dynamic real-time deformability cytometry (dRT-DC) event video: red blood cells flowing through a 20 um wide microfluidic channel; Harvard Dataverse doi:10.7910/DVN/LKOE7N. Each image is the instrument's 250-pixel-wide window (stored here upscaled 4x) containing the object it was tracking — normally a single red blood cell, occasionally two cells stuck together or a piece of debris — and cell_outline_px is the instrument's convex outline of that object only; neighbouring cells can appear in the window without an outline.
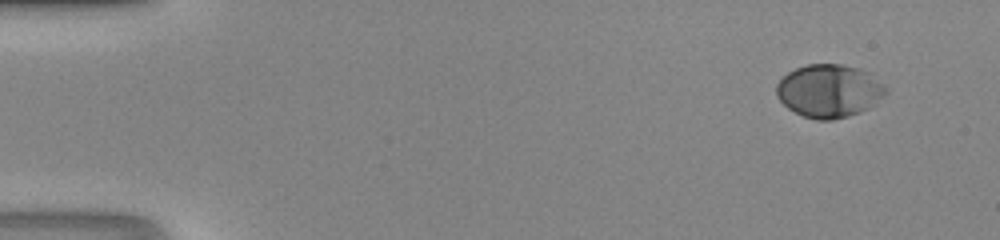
{"species": "human", "species_latin": "Homo sapiens", "temperature_condition": "room temperature", "stored_images_in_passage": 45, "camera_frame_rate_fps": 3000, "um_per_image_px": 0.085, "donor": {"sex": "male"}, "frame": {"image": 1, "passage_image": 1, "time_ms": 0.0, "image_size_px": [1000, 240], "cell_outline_px": [[892, 88], [888, 92], [868, 108], [860, 112], [848, 116], [832, 120], [816, 120], [804, 116], [788, 108], [776, 96], [776, 84], [788, 72], [796, 68], [808, 64], [840, 64], [860, 68], [868, 72]], "centroid_in_image_um": [70.51, 7.72], "position_along_channel_um": 14.5, "area_um2": 34.04}}
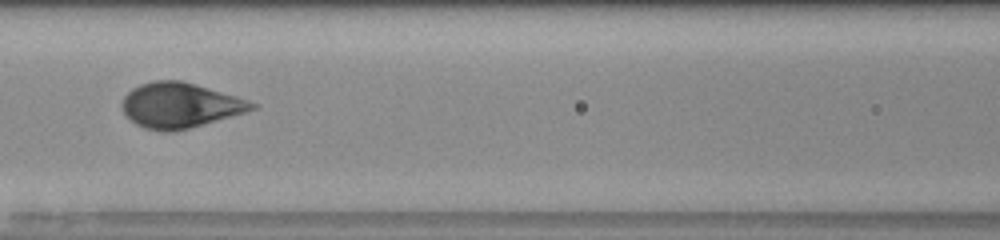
{"frame": {"image": 2, "passage_image": 20, "time_ms": 6.333, "image_size_px": [1000, 240], "cell_outline_px": [[260, 108], [188, 128], [172, 132], [164, 132], [144, 128], [136, 124], [124, 116], [120, 104], [124, 96], [132, 88], [140, 84], [152, 80], [180, 80], [196, 84], [236, 96], [260, 104]], "centroid_in_image_um": [15.27, 8.95], "position_along_channel_um": 151.3, "area_um2": 34.39}}
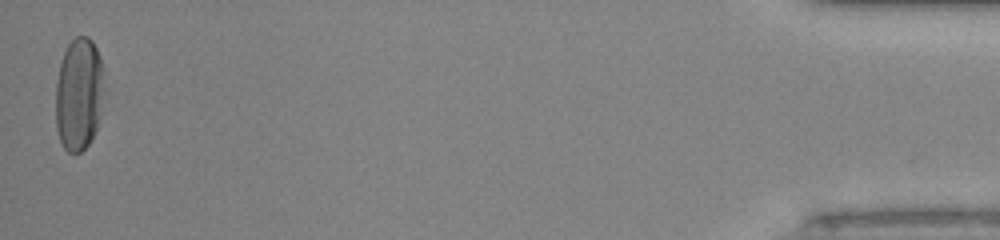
{"frame": {"image": 3, "passage_image": 45, "time_ms": 14.667, "image_size_px": [1000, 240], "cell_outline_px": [[108, 92], [96, 132], [88, 144], [80, 152], [68, 152], [64, 148], [60, 140], [56, 128], [56, 80], [60, 64], [64, 52], [68, 44], [76, 36], [88, 36], [92, 40], [100, 56], [104, 68]], "centroid_in_image_um": [6.78, 7.99], "position_along_channel_um": 428.4, "area_um2": 33.23}}